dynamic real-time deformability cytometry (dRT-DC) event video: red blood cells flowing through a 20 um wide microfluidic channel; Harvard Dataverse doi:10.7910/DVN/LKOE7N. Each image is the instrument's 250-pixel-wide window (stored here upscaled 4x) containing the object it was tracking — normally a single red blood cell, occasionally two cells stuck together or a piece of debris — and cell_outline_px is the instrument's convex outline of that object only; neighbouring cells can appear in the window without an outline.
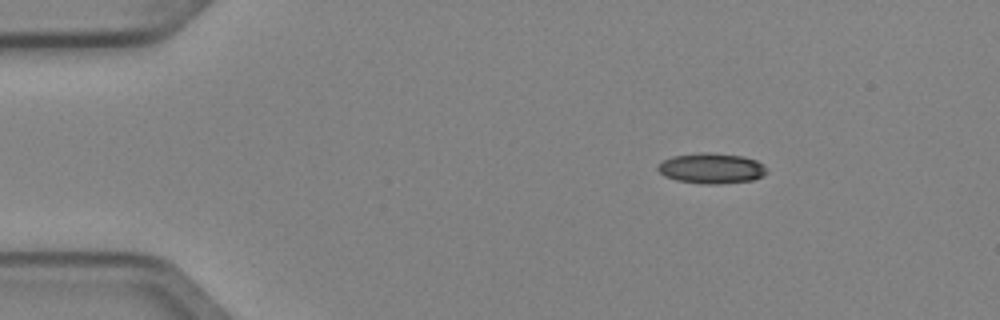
{"species": "Egyptian fruit bat (a non-hibernating species)", "species_latin": "Rousettus aegyptiacus", "temperature_condition": "cold", "stored_images_in_passage": 3, "camera_frame_rate_fps": 3000, "um_per_image_px": 0.085, "animal": {"sex": "female"}, "frame": {"image": 1, "passage_image": 1, "time_ms": 0.0, "image_size_px": [1000, 320], "cell_outline_px": [[768, 172], [764, 176], [752, 180], [720, 184], [704, 184], [676, 180], [664, 176], [656, 168], [656, 164], [672, 156], [700, 152], [708, 152], [744, 156], [756, 160], [764, 164], [768, 168]], "centroid_in_image_um": [60.49, 14.3], "position_along_channel_um": 24.5, "area_um2": 19.65}}